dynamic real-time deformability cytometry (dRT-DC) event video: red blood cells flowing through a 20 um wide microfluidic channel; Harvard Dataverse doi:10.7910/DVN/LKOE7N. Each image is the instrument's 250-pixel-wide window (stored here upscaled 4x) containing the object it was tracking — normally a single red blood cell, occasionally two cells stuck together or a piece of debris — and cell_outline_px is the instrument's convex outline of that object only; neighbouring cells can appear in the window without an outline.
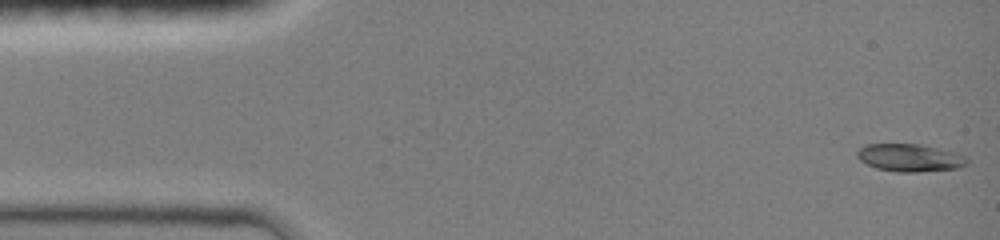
{"species": "common noctule bat (a hibernating species)", "species_latin": "Nyctalus noctula", "temperature_condition": "room temperature", "stored_images_in_passage": 39, "camera_frame_rate_fps": 3000, "um_per_image_px": 0.085, "animal": {"sex": "female", "body_mass_g": 19.0, "forearm_length_mm": 51.5}, "frame": {"image": 1, "passage_image": 1, "time_ms": 0.0, "image_size_px": [1000, 240], "cell_outline_px": [[964, 164], [956, 168], [916, 172], [896, 172], [876, 168], [860, 160], [856, 152], [860, 148], [868, 144], [920, 144], [964, 156]], "centroid_in_image_um": [77.23, 13.41], "position_along_channel_um": 7.8, "area_um2": 17.05}}
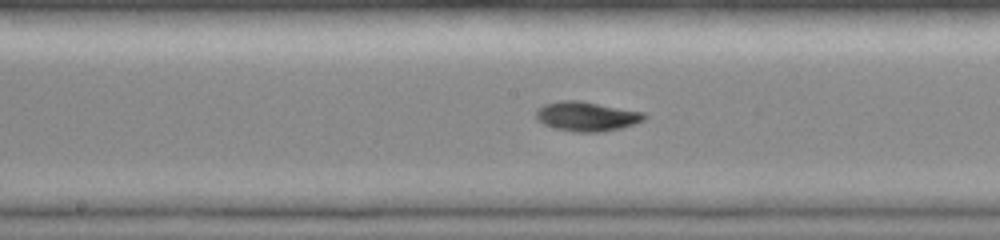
{"frame": {"image": 2, "passage_image": 23, "time_ms": 7.333, "image_size_px": [1000, 240], "cell_outline_px": [[648, 116], [644, 120], [636, 124], [620, 128], [600, 132], [576, 132], [556, 128], [544, 124], [536, 116], [536, 108], [544, 104], [560, 100], [580, 100], [644, 112]], "centroid_in_image_um": [49.89, 9.88], "position_along_channel_um": 198.3, "area_um2": 18.67}}
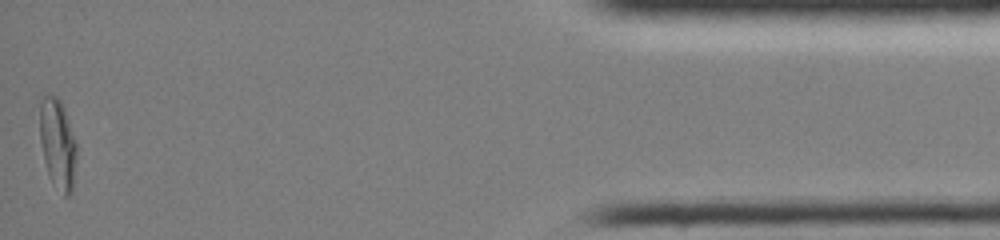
{"frame": {"image": 3, "passage_image": 39, "time_ms": 14.667, "image_size_px": [1000, 240], "cell_outline_px": [[76, 160], [72, 192], [68, 196], [64, 196], [48, 176], [44, 160], [40, 140], [40, 100], [48, 92], [56, 96], [60, 100], [64, 108], [76, 144]], "centroid_in_image_um": [4.89, 12.21], "position_along_channel_um": 430.3, "area_um2": 19.31}, "authors_computed_cell_mechanics": {"area_um2": 17.3978, "velocity_mm_per_s": 4.1974, "shape_relaxation_time_tau1_ms": 4.9905, "shape_relaxation_time_tau2_ms": 2.924, "deformation_change_tau1": 0.2047, "deformation_change_tau2": 0.0522}}